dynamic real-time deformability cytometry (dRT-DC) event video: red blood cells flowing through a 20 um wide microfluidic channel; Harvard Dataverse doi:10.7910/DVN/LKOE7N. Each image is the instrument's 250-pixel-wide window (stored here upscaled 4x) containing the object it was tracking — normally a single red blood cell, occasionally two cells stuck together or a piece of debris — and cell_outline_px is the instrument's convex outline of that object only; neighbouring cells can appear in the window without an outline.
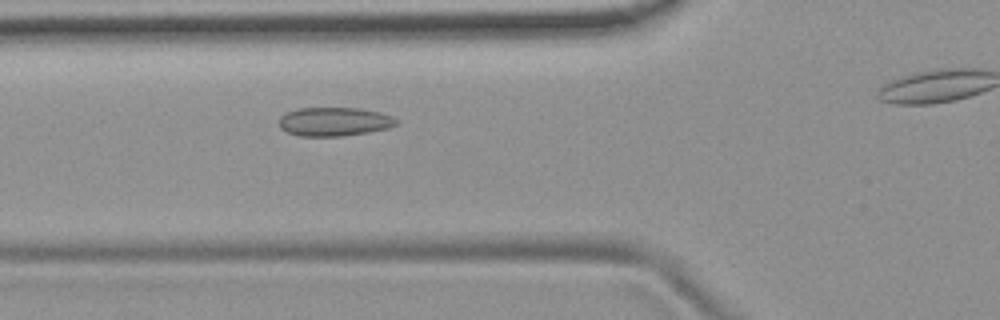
{"species": "common noctule bat (a hibernating species)", "species_latin": "Nyctalus noctula", "temperature_condition": "room temperature", "stored_images_in_passage": 34, "camera_frame_rate_fps": 3000, "um_per_image_px": 0.085, "animal": {"sex": "female", "body_mass_g": 19.9}, "frame": {"image": 1, "passage_image": 5, "time_ms": 1.333, "image_size_px": [1000, 320], "cell_outline_px": [[396, 124], [388, 128], [368, 132], [340, 136], [300, 136], [288, 132], [280, 128], [280, 116], [288, 112], [300, 108], [360, 108], [380, 112], [392, 116], [396, 120]], "centroid_in_image_um": [28.41, 10.34], "position_along_channel_um": 97.4, "area_um2": 19.48}}
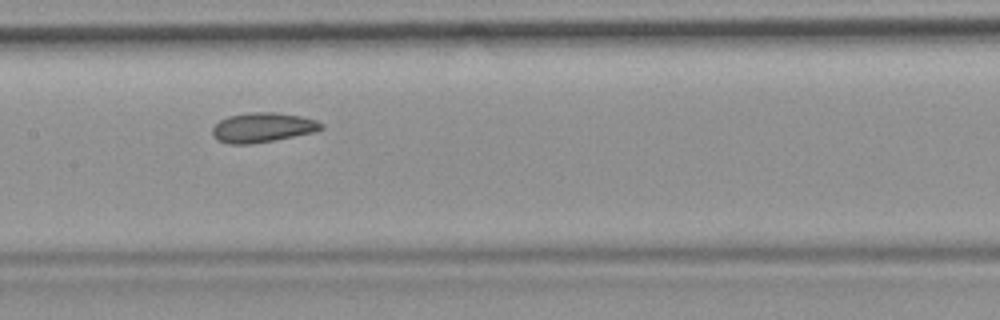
{"frame": {"image": 2, "passage_image": 12, "time_ms": 3.667, "image_size_px": [1000, 320], "cell_outline_px": [[324, 128], [316, 132], [252, 144], [228, 144], [216, 140], [212, 136], [212, 128], [220, 120], [228, 116], [248, 112], [276, 112], [300, 116], [316, 120], [324, 124]], "centroid_in_image_um": [22.32, 10.84], "position_along_channel_um": 185.1, "area_um2": 19.02}}
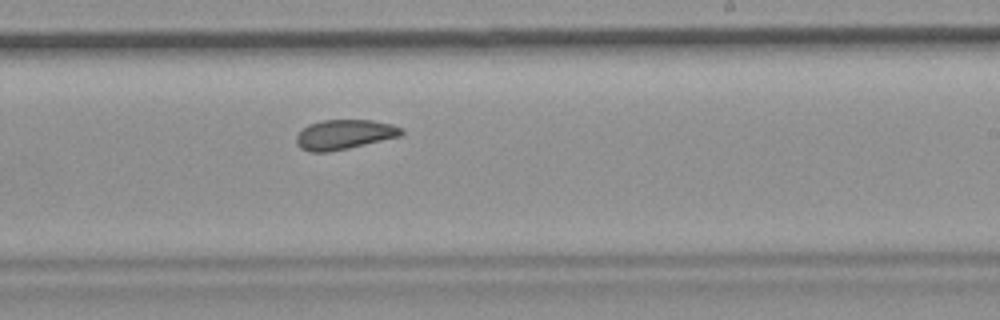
{"frame": {"image": 3, "passage_image": 18, "time_ms": 5.667, "image_size_px": [1000, 320], "cell_outline_px": [[404, 132], [400, 136], [348, 148], [328, 152], [308, 152], [300, 148], [296, 140], [296, 136], [308, 124], [324, 120], [372, 120], [392, 124], [404, 128]], "centroid_in_image_um": [29.28, 11.43], "position_along_channel_um": 259.7, "area_um2": 18.15}, "authors_computed_cell_mechanics": {"area_um2": 18.1492, "velocity_mm_per_s": 3.7472, "shape_relaxation_time_tau1_ms": null, "shape_relaxation_time_tau2_ms": 3.4569, "deformation_change_tau1": null, "deformation_change_tau2": 0.0604}}